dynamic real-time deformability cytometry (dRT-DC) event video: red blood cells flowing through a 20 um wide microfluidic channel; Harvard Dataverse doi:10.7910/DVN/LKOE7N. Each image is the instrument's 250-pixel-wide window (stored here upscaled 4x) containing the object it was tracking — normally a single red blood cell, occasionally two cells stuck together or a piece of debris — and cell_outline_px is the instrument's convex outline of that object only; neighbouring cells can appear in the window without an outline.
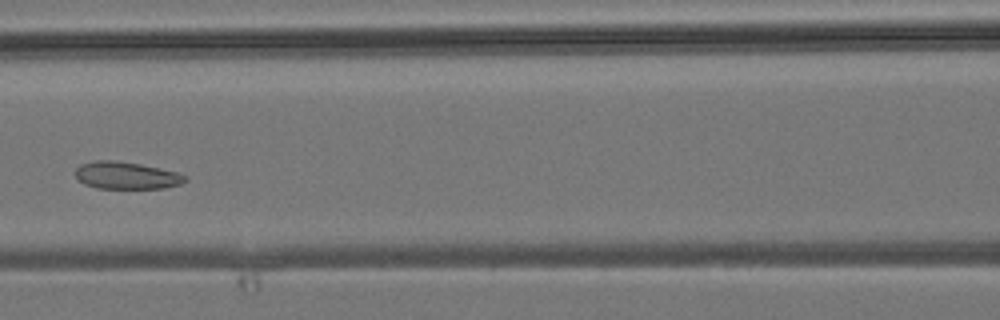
{"species": "common noctule bat (a hibernating species)", "species_latin": "Nyctalus noctula", "temperature_condition": "room temperature", "stored_images_in_passage": 6, "camera_frame_rate_fps": 3000, "um_per_image_px": 0.085, "animal": {"sex": "male", "body_mass_g": 19.2, "forearm_length_mm": 51.8}, "frame": {"image": 1, "passage_image": 6, "time_ms": 5.667, "image_size_px": [1000, 320], "cell_outline_px": [[188, 180], [180, 184], [164, 188], [96, 188], [84, 184], [76, 176], [76, 168], [80, 164], [96, 160], [116, 160], [140, 164], [180, 172], [188, 176]], "centroid_in_image_um": [10.78, 14.91], "position_along_channel_um": 155.8, "area_um2": 17.57}}